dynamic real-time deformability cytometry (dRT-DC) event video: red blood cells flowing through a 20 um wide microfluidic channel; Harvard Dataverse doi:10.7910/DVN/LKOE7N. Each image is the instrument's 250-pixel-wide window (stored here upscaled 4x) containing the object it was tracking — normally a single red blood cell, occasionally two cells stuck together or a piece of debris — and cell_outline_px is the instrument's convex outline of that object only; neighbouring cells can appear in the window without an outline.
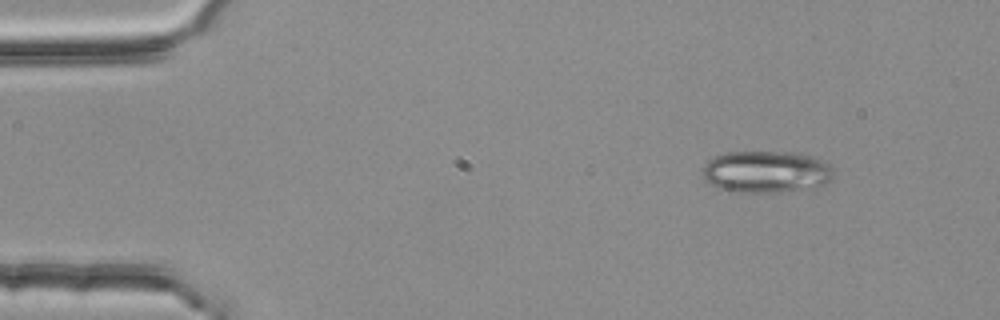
{"species": "common noctule bat (a hibernating species)", "species_latin": "Nyctalus noctula", "temperature_condition": "room temperature", "stored_images_in_passage": 3, "camera_frame_rate_fps": 3000, "um_per_image_px": 0.085, "animal": {"sex": "female", "body_mass_g": 25.1}, "frame": {"image": 1, "passage_image": 3, "time_ms": 0.667, "image_size_px": [1000, 320], "cell_outline_px": [[832, 176], [824, 184], [816, 188], [780, 192], [732, 192], [716, 188], [708, 184], [704, 180], [700, 172], [704, 164], [712, 156], [724, 152], [796, 152], [816, 156], [824, 160], [832, 168]], "centroid_in_image_um": [65.07, 14.6], "position_along_channel_um": 19.9, "area_um2": 32.83}}